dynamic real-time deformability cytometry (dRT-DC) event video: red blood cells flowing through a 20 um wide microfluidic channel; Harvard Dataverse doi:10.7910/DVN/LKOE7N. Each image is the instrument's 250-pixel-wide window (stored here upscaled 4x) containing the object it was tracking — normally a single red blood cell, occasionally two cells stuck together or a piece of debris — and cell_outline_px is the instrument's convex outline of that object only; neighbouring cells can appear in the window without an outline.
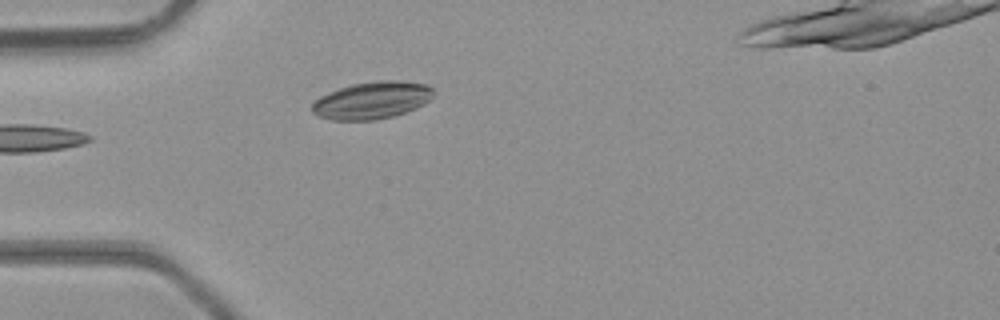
{"species": "common noctule bat (a hibernating species)", "species_latin": "Nyctalus noctula", "temperature_condition": "room temperature", "stored_images_in_passage": 1, "camera_frame_rate_fps": 3000, "um_per_image_px": 0.085, "animal": {"sex": "male", "body_mass_g": 23.1, "forearm_length_mm": 52.7}, "frame": {"image": 1, "passage_image": 1, "time_ms": 0.0, "image_size_px": [1000, 320], "cell_outline_px": [[432, 96], [424, 104], [416, 108], [392, 116], [372, 120], [332, 120], [320, 116], [312, 112], [312, 100], [328, 92], [352, 84], [376, 80], [400, 80], [428, 84], [432, 88]], "centroid_in_image_um": [31.6, 8.51], "position_along_channel_um": 53.4, "area_um2": 26.36}}